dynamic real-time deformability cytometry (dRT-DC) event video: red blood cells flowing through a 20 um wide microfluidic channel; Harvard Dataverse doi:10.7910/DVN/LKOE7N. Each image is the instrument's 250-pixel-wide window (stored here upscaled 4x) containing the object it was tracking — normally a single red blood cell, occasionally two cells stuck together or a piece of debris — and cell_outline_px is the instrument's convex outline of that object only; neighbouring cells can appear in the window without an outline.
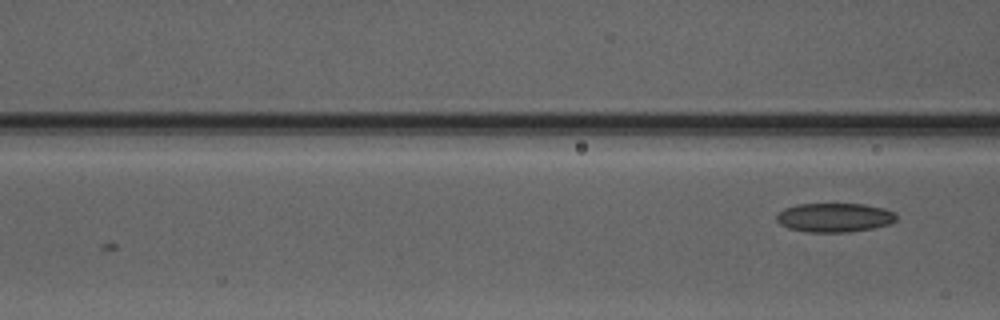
{"species": "Egyptian fruit bat (a non-hibernating species)", "species_latin": "Rousettus aegyptiacus", "temperature_condition": "warm", "stored_images_in_passage": 7, "camera_frame_rate_fps": 3000, "um_per_image_px": 0.085, "animal": {"sex": "male"}, "frame": {"image": 1, "passage_image": 7, "time_ms": 8.0, "image_size_px": [1000, 320], "cell_outline_px": [[896, 220], [892, 224], [872, 228], [848, 232], [808, 232], [788, 228], [780, 224], [776, 220], [776, 216], [784, 208], [796, 204], [864, 204], [884, 208], [892, 212], [896, 216]], "centroid_in_image_um": [70.92, 18.49], "position_along_channel_um": 95.7, "area_um2": 20.29}}